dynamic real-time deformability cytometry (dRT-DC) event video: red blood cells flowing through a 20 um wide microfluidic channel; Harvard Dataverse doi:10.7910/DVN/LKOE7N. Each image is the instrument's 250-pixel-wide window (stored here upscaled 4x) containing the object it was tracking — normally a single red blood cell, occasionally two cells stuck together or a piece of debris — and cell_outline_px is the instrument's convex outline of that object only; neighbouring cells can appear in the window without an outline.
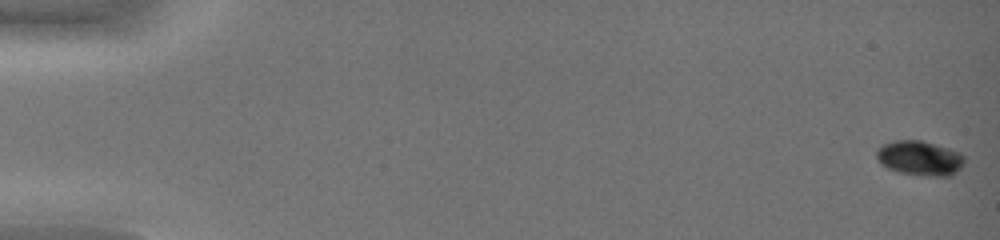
{"species": "common noctule bat (a hibernating species)", "species_latin": "Nyctalus noctula", "temperature_condition": "warm", "stored_images_in_passage": 10, "camera_frame_rate_fps": 3000, "um_per_image_px": 0.085, "animal": {"sex": "female", "body_mass_g": 19.0, "forearm_length_mm": 51.5}, "frame": {"image": 1, "passage_image": 1, "time_ms": 0.0, "image_size_px": [1000, 240], "cell_outline_px": [[964, 164], [952, 176], [920, 176], [900, 172], [888, 168], [880, 164], [876, 156], [876, 152], [884, 144], [896, 140], [920, 140], [948, 148], [960, 152], [964, 156]], "centroid_in_image_um": [78.2, 13.46], "position_along_channel_um": 6.8, "area_um2": 17.8}}